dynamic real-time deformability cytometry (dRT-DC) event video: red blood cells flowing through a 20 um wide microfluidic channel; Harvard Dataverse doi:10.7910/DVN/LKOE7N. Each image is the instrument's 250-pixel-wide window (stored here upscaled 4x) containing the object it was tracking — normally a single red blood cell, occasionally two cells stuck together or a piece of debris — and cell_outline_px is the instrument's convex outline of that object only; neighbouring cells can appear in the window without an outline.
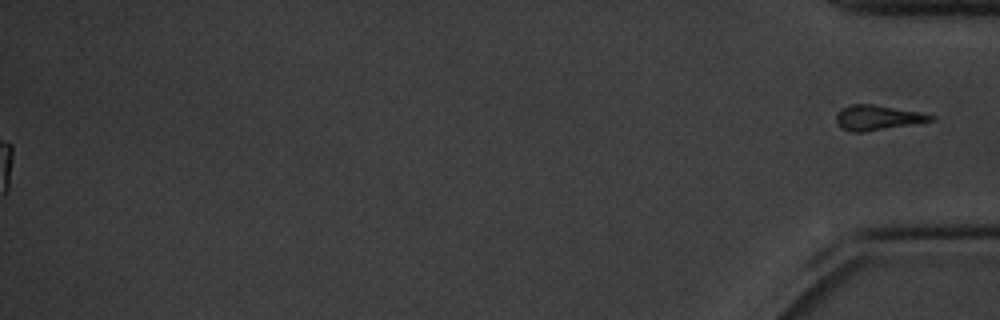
{"species": "common noctule bat (a hibernating species)", "species_latin": "Nyctalus noctula", "temperature_condition": "cold", "stored_images_in_passage": 60, "segment_of_instrument_passage": [2, 2], "camera_frame_rate_fps": 3000, "um_per_image_px": 0.085, "animal": {"sex": "male", "body_mass_g": 20.1, "forearm_length_mm": 53.5}, "frame": {"image": 1, "passage_image": 60, "time_ms": 19.667, "image_size_px": [1000, 320], "cell_outline_px": [[936, 120], [864, 132], [852, 132], [844, 128], [836, 120], [836, 112], [840, 108], [852, 104], [872, 104], [920, 112], [936, 116]], "centroid_in_image_um": [74.6, 9.99], "position_along_channel_um": 360.6, "area_um2": 13.64}}